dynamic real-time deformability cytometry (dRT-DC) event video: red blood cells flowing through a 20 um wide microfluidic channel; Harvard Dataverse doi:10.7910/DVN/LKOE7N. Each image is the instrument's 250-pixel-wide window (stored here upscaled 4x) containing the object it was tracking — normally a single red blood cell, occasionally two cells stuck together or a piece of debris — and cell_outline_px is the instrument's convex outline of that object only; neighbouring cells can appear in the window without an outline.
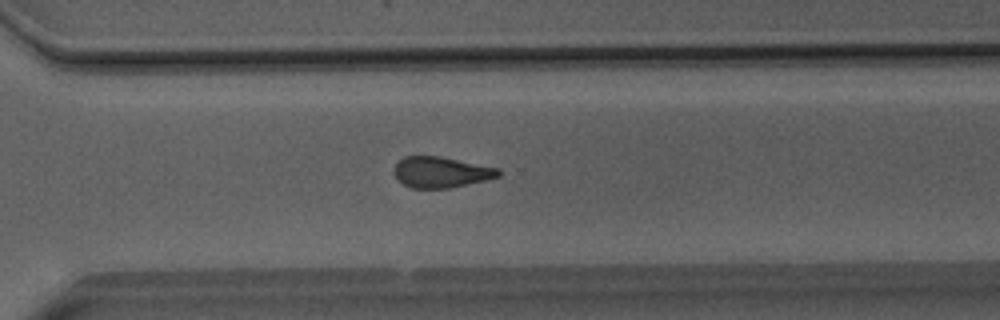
{"species": "Egyptian fruit bat (a non-hibernating species)", "species_latin": "Rousettus aegyptiacus", "temperature_condition": "room temperature", "stored_images_in_passage": 46, "camera_frame_rate_fps": 3000, "um_per_image_px": 0.085, "animal": {"sex": "male"}, "frame": {"image": 1, "passage_image": 32, "time_ms": 10.333, "image_size_px": [1000, 320], "cell_outline_px": [[500, 176], [484, 180], [448, 188], [412, 188], [396, 180], [392, 172], [392, 168], [404, 156], [440, 156], [500, 168]], "centroid_in_image_um": [37.44, 14.63], "position_along_channel_um": 333.2, "area_um2": 18.84}}
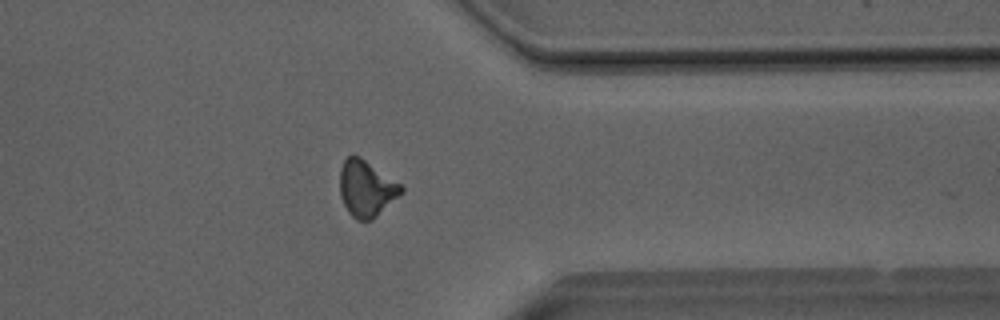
{"frame": {"image": 2, "passage_image": 36, "time_ms": 11.667, "image_size_px": [1000, 320], "cell_outline_px": [[404, 192], [372, 220], [356, 220], [348, 212], [340, 196], [340, 168], [344, 160], [352, 152], [360, 156], [400, 184], [404, 188]], "centroid_in_image_um": [31.12, 16.01], "position_along_channel_um": 380.3, "area_um2": 20.17}}
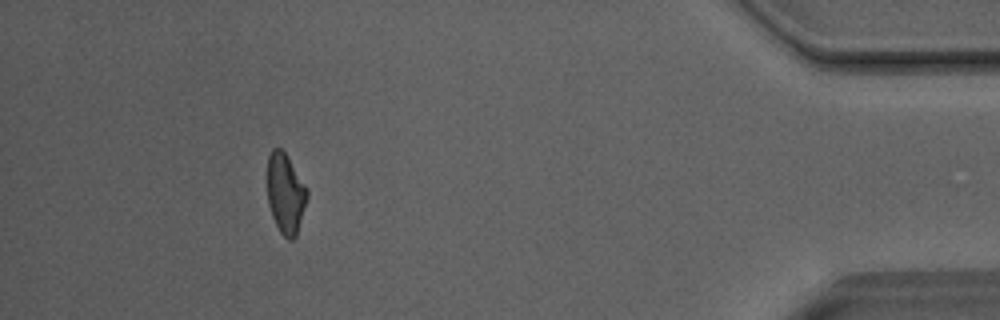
{"frame": {"image": 3, "passage_image": 42, "time_ms": 13.667, "image_size_px": [1000, 320], "cell_outline_px": [[308, 196], [296, 236], [292, 240], [288, 240], [280, 232], [272, 216], [268, 204], [268, 156], [272, 148], [280, 148], [288, 156], [308, 188]], "centroid_in_image_um": [24.28, 16.44], "position_along_channel_um": 410.9, "area_um2": 18.61}, "authors_computed_cell_mechanics": {"area_um2": 19.8543, "velocity_mm_per_s": 4.0645, "shape_relaxation_time_tau1_ms": null, "shape_relaxation_time_tau2_ms": 2.7844, "deformation_change_tau1": null, "deformation_change_tau2": 0.1141}}